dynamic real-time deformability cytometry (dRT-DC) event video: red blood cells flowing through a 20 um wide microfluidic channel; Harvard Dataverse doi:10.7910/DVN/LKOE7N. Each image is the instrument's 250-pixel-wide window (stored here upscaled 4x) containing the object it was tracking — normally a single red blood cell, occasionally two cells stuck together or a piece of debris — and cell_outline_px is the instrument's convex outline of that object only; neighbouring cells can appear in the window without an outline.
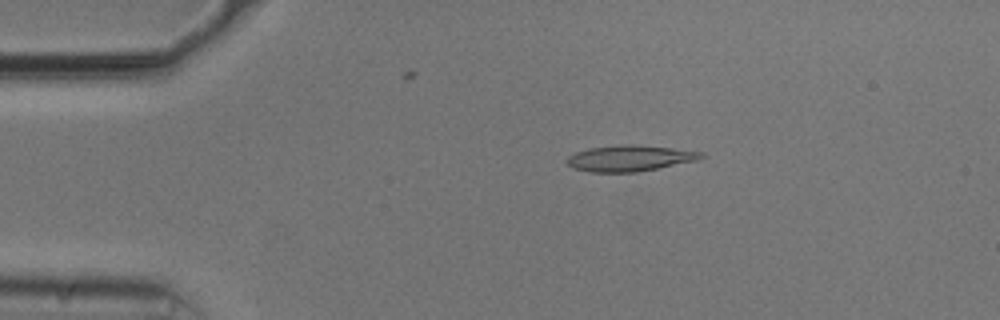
{"species": "common noctule bat (a hibernating species)", "species_latin": "Nyctalus noctula", "temperature_condition": "cold", "stored_images_in_passage": 49, "camera_frame_rate_fps": 3000, "um_per_image_px": 0.085, "animal": {"sex": "male", "body_mass_g": 20.5, "forearm_length_mm": 52.5}, "frame": {"image": 1, "passage_image": 6, "time_ms": 1.667, "image_size_px": [1000, 320], "cell_outline_px": [[704, 156], [696, 160], [636, 172], [592, 172], [572, 168], [564, 160], [568, 156], [576, 152], [592, 148], [624, 144], [632, 144], [672, 148], [704, 152]], "centroid_in_image_um": [53.49, 13.45], "position_along_channel_um": 31.5, "area_um2": 20.06}}
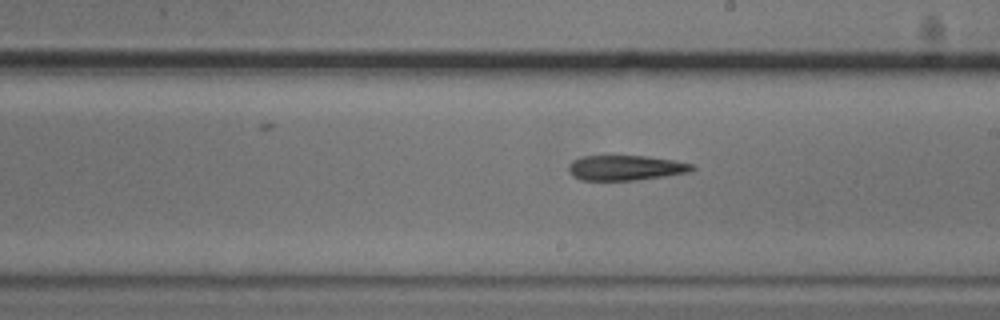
{"frame": {"image": 2, "passage_image": 26, "time_ms": 8.333, "image_size_px": [1000, 320], "cell_outline_px": [[696, 168], [692, 172], [668, 176], [636, 180], [580, 180], [572, 176], [568, 168], [568, 164], [572, 160], [584, 156], [648, 156], [672, 160], [692, 164]], "centroid_in_image_um": [53.19, 14.27], "position_along_channel_um": 235.8, "area_um2": 18.21}}
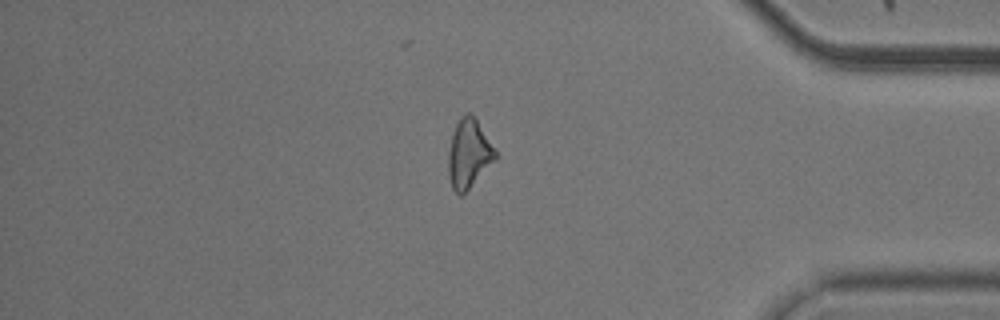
{"frame": {"image": 3, "passage_image": 41, "time_ms": 13.333, "image_size_px": [1000, 320], "cell_outline_px": [[496, 160], [460, 196], [452, 188], [448, 176], [448, 152], [452, 132], [460, 116], [464, 112], [472, 112], [496, 148]], "centroid_in_image_um": [39.85, 13.0], "position_along_channel_um": 395.4, "area_um2": 19.07}}